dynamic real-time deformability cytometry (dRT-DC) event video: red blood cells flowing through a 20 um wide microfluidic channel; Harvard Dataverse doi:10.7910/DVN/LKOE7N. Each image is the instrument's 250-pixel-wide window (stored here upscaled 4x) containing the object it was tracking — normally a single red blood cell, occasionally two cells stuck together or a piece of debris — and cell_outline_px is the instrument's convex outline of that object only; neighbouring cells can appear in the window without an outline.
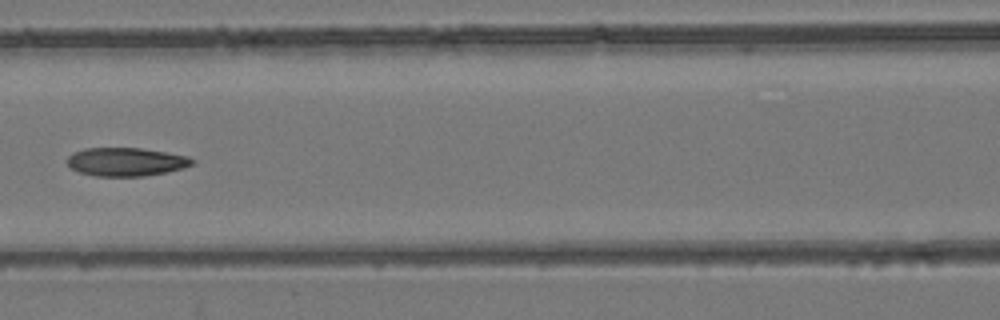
{"species": "common noctule bat (a hibernating species)", "species_latin": "Nyctalus noctula", "temperature_condition": "room temperature", "stored_images_in_passage": 4, "camera_frame_rate_fps": 3000, "um_per_image_px": 0.085, "animal": {"sex": "female", "body_mass_g": 24.6, "forearm_length_mm": 56.2}, "frame": {"image": 1, "passage_image": 3, "time_ms": 2.333, "image_size_px": [1000, 320], "cell_outline_px": [[196, 164], [184, 168], [144, 176], [96, 176], [80, 172], [72, 168], [68, 164], [68, 156], [84, 148], [140, 148], [188, 156], [196, 160]], "centroid_in_image_um": [10.76, 13.75], "position_along_channel_um": 155.8, "area_um2": 20.58}}
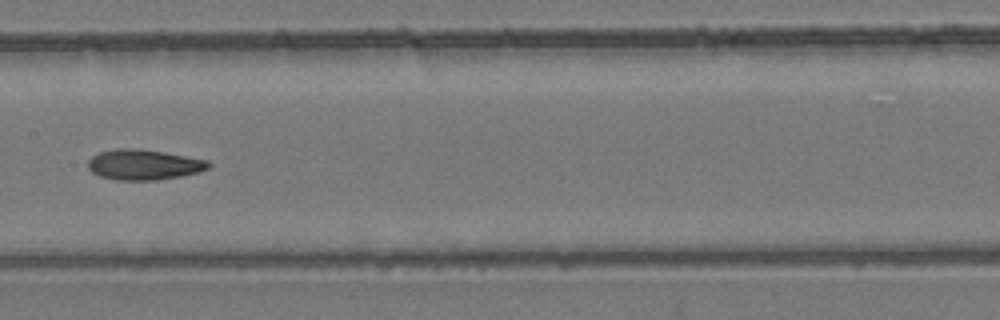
{"frame": {"image": 2, "passage_image": 4, "time_ms": 3.333, "image_size_px": [1000, 320], "cell_outline_px": [[212, 164], [208, 168], [196, 172], [180, 176], [156, 180], [116, 180], [100, 176], [92, 172], [88, 168], [88, 160], [92, 156], [100, 152], [116, 148], [136, 148], [164, 152], [208, 160]], "centroid_in_image_um": [12.2, 13.99], "position_along_channel_um": 195.2, "area_um2": 21.27}}